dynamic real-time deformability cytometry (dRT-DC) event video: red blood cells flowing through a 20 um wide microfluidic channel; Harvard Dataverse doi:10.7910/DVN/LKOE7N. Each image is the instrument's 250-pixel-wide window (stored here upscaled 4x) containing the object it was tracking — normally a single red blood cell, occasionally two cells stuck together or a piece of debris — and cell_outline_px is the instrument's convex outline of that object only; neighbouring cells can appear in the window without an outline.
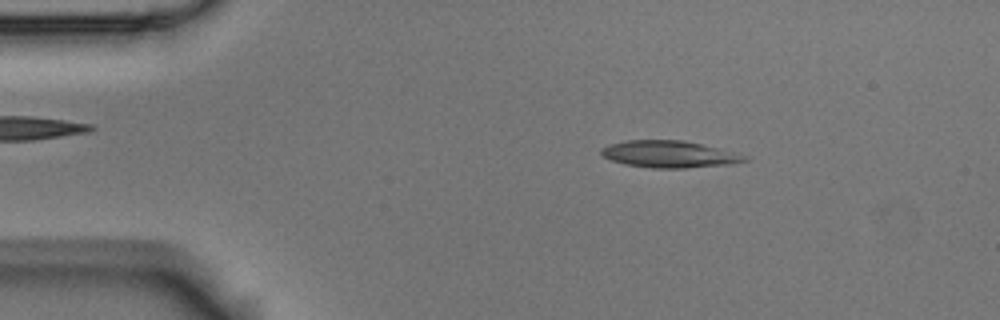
{"species": "Egyptian fruit bat (a non-hibernating species)", "species_latin": "Rousettus aegyptiacus", "temperature_condition": "room temperature", "stored_images_in_passage": 3, "camera_frame_rate_fps": 3000, "um_per_image_px": 0.085, "animal": {"sex": "male"}, "frame": {"image": 1, "passage_image": 2, "time_ms": 0.333, "image_size_px": [1000, 320], "cell_outline_px": [[752, 156], [748, 160], [732, 164], [684, 168], [652, 168], [624, 164], [612, 160], [604, 156], [600, 152], [600, 148], [608, 144], [628, 140], [684, 140]], "centroid_in_image_um": [56.92, 13.1], "position_along_channel_um": 28.1, "area_um2": 22.6}}